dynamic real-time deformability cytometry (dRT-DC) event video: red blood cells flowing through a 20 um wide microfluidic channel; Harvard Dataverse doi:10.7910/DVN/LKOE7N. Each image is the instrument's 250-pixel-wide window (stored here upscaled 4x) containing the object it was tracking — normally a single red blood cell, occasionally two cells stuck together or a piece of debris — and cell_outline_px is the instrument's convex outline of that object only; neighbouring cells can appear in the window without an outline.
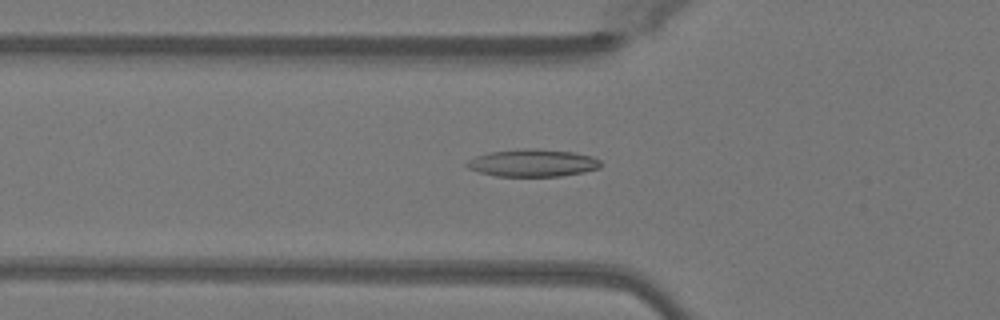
{"species": "Egyptian fruit bat (a non-hibernating species)", "species_latin": "Rousettus aegyptiacus", "temperature_condition": "warm", "stored_images_in_passage": 47, "camera_frame_rate_fps": 3000, "um_per_image_px": 0.085, "animal": {"sex": "female"}, "frame": {"image": 1, "passage_image": 17, "time_ms": 5.333, "image_size_px": [1000, 320], "cell_outline_px": [[600, 168], [584, 172], [560, 176], [496, 176], [480, 172], [468, 168], [464, 164], [468, 160], [476, 156], [488, 152], [516, 148], [536, 148], [572, 152], [592, 156], [600, 160]], "centroid_in_image_um": [45.25, 13.84], "position_along_channel_um": 80.5, "area_um2": 21.56}}
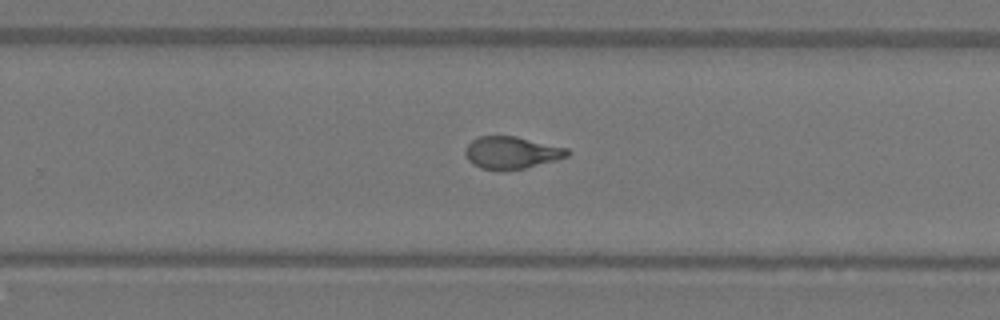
{"frame": {"image": 2, "passage_image": 32, "time_ms": 10.333, "image_size_px": [1000, 320], "cell_outline_px": [[568, 156], [556, 160], [524, 168], [500, 172], [480, 168], [472, 164], [468, 160], [464, 152], [464, 148], [472, 140], [480, 136], [516, 136], [568, 148]], "centroid_in_image_um": [43.43, 12.99], "position_along_channel_um": 286.4, "area_um2": 19.42}}
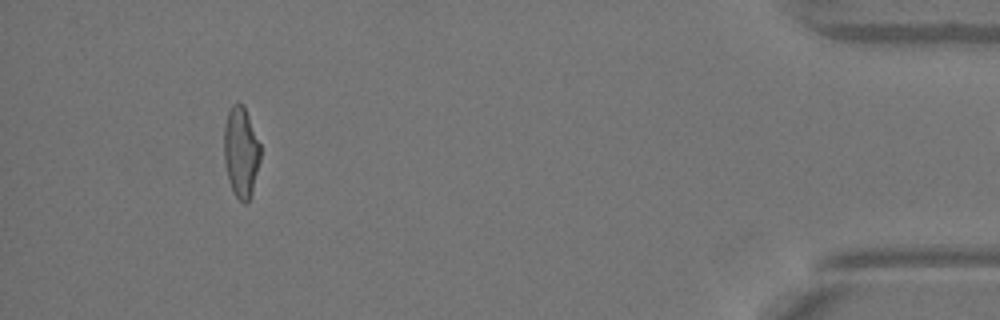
{"frame": {"image": 3, "passage_image": 46, "time_ms": 15.0, "image_size_px": [1000, 320], "cell_outline_px": [[260, 160], [252, 192], [248, 200], [244, 204], [236, 196], [228, 180], [224, 160], [224, 124], [228, 112], [232, 104], [236, 100], [244, 104], [260, 144]], "centroid_in_image_um": [20.47, 12.86], "position_along_channel_um": 414.7, "area_um2": 19.31}}